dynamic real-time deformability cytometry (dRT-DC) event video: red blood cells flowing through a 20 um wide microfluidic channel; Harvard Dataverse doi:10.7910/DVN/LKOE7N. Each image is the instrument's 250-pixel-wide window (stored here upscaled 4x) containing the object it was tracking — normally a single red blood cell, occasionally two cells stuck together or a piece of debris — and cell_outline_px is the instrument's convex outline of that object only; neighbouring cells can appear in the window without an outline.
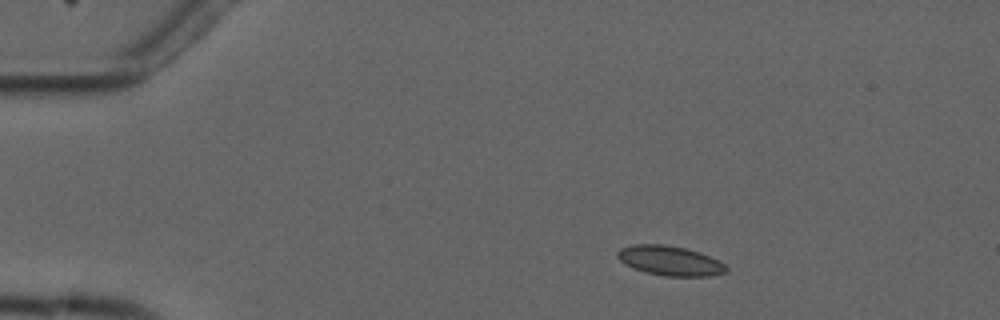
{"species": "common noctule bat (a hibernating species)", "species_latin": "Nyctalus noctula", "temperature_condition": "cold", "stored_images_in_passage": 4, "camera_frame_rate_fps": 3000, "um_per_image_px": 0.085, "animal": {"sex": "male", "forearm_length_mm": 52.5}, "frame": {"image": 1, "passage_image": 2, "time_ms": 1.333, "image_size_px": [1000, 320], "cell_outline_px": [[728, 272], [708, 276], [664, 276], [648, 272], [636, 268], [620, 260], [616, 256], [616, 252], [620, 248], [632, 244], [664, 244], [684, 248], [700, 252], [720, 260], [728, 268]], "centroid_in_image_um": [56.98, 22.15], "position_along_channel_um": 28.0, "area_um2": 18.73}}